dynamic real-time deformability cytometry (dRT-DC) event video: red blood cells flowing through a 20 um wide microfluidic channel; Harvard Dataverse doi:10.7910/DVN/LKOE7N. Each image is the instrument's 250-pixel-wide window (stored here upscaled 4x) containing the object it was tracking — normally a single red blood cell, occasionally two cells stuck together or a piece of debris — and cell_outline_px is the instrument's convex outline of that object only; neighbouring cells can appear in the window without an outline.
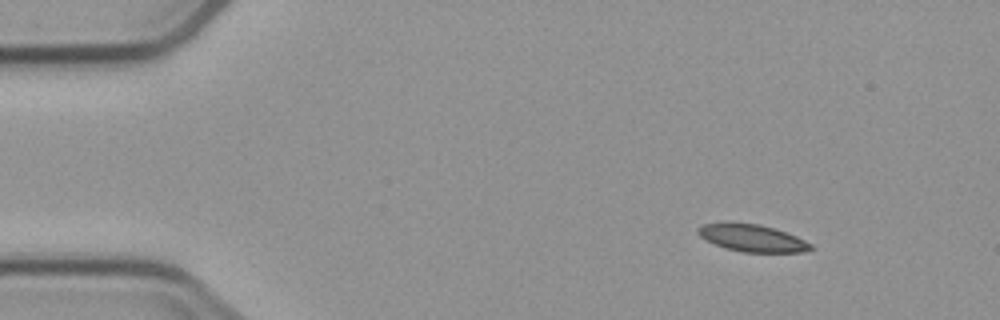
{"species": "common noctule bat (a hibernating species)", "species_latin": "Nyctalus noctula", "temperature_condition": "cold", "stored_images_in_passage": 7, "camera_frame_rate_fps": 3000, "um_per_image_px": 0.085, "animal": {"sex": "male", "body_mass_g": 23.1, "forearm_length_mm": 52.7}, "frame": {"image": 1, "passage_image": 1, "time_ms": 0.0, "image_size_px": [1000, 320], "cell_outline_px": [[812, 248], [800, 252], [744, 252], [728, 248], [716, 244], [700, 236], [696, 232], [696, 228], [700, 224], [724, 220], [732, 220], [760, 224], [776, 228], [796, 236], [812, 244]], "centroid_in_image_um": [63.85, 20.17], "position_along_channel_um": 21.1, "area_um2": 18.32}}
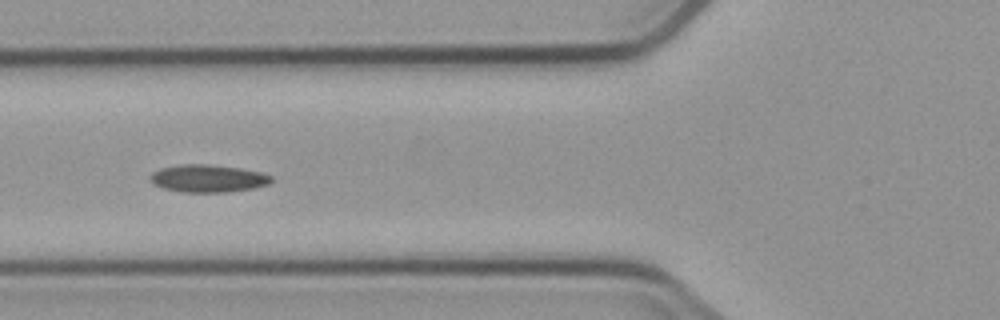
{"frame": {"image": 2, "passage_image": 5, "time_ms": 4.667, "image_size_px": [1000, 320], "cell_outline_px": [[272, 180], [268, 184], [252, 188], [228, 192], [180, 192], [164, 188], [152, 184], [148, 176], [152, 172], [160, 168], [184, 164], [208, 164], [240, 168], [260, 172], [272, 176]], "centroid_in_image_um": [17.63, 15.16], "position_along_channel_um": 108.2, "area_um2": 19.48}}
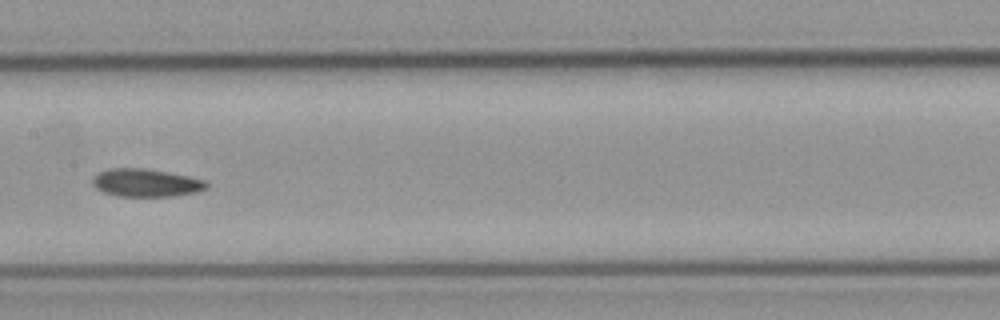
{"frame": {"image": 3, "passage_image": 7, "time_ms": 7.0, "image_size_px": [1000, 320], "cell_outline_px": [[208, 188], [200, 192], [172, 196], [116, 196], [104, 192], [96, 188], [92, 184], [92, 180], [100, 172], [108, 168], [144, 168], [188, 176], [204, 180], [208, 184]], "centroid_in_image_um": [12.43, 15.54], "position_along_channel_um": 195.0, "area_um2": 18.5}}